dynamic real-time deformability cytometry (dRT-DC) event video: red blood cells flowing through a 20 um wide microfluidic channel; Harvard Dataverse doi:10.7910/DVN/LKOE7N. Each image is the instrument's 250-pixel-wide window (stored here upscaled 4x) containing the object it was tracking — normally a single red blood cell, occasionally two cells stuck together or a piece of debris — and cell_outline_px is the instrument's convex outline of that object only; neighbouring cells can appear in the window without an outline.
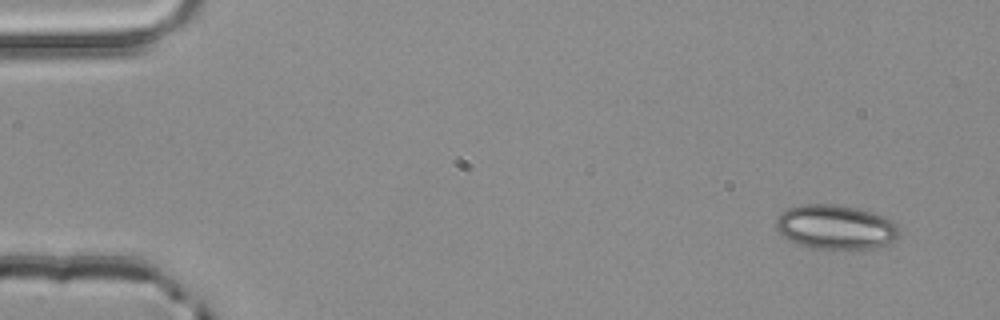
{"species": "common noctule bat (a hibernating species)", "species_latin": "Nyctalus noctula", "temperature_condition": "room temperature", "stored_images_in_passage": 4, "segment_of_instrument_passage": [2, 2], "camera_frame_rate_fps": 3000, "um_per_image_px": 0.085, "animal": {"sex": "male", "body_mass_g": 20.4}, "frame": {"image": 1, "passage_image": 4, "time_ms": 1.0, "image_size_px": [1000, 320], "cell_outline_px": [[900, 232], [892, 240], [884, 244], [872, 248], [812, 248], [788, 240], [776, 228], [776, 220], [788, 208], [804, 204], [836, 204], [856, 208], [884, 216], [892, 220], [896, 224]], "centroid_in_image_um": [71.02, 19.28], "position_along_channel_um": 14.0, "area_um2": 31.27}}